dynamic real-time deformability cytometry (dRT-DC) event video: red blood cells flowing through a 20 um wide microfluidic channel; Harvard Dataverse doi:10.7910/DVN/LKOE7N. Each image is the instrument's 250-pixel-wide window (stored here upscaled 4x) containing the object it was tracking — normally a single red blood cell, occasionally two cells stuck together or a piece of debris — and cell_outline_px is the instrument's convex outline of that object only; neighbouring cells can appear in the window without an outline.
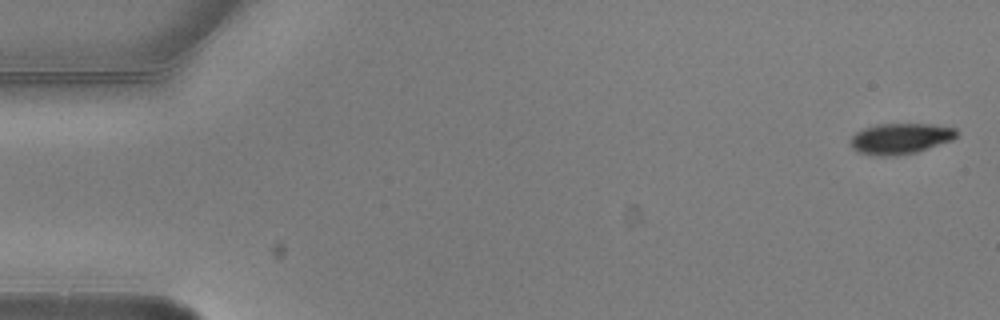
{"species": "common noctule bat (a hibernating species)", "species_latin": "Nyctalus noctula", "temperature_condition": "warm", "stored_images_in_passage": 5, "camera_frame_rate_fps": 3000, "um_per_image_px": 0.085, "animal": {"sex": "male", "body_mass_g": 20.5, "forearm_length_mm": 52.5}, "frame": {"image": 1, "passage_image": 1, "time_ms": 0.0, "image_size_px": [1000, 320], "cell_outline_px": [[956, 136], [952, 140], [916, 152], [884, 156], [880, 156], [856, 152], [852, 148], [852, 136], [856, 132], [864, 128], [876, 124], [932, 124], [956, 128]], "centroid_in_image_um": [76.52, 11.77], "position_along_channel_um": 8.5, "area_um2": 18.79}}
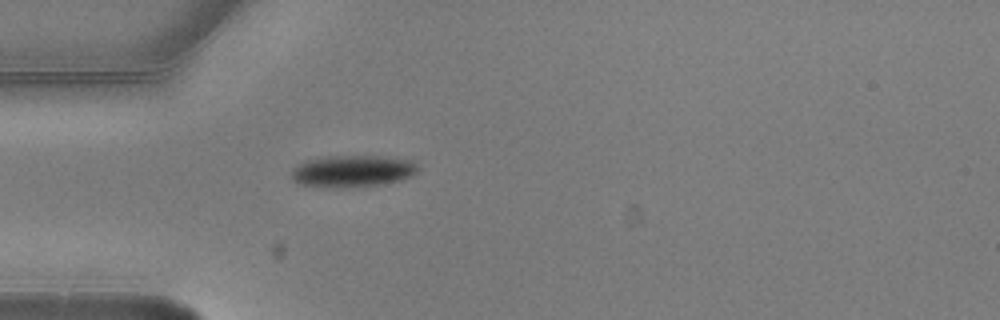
{"frame": {"image": 2, "passage_image": 5, "time_ms": 1.333, "image_size_px": [1000, 320], "cell_outline_px": [[420, 168], [412, 176], [404, 180], [384, 184], [352, 188], [328, 188], [300, 184], [292, 180], [288, 176], [292, 168], [304, 160], [328, 156], [380, 156], [412, 160]], "centroid_in_image_um": [29.94, 14.56], "position_along_channel_um": 55.1, "area_um2": 24.22}}